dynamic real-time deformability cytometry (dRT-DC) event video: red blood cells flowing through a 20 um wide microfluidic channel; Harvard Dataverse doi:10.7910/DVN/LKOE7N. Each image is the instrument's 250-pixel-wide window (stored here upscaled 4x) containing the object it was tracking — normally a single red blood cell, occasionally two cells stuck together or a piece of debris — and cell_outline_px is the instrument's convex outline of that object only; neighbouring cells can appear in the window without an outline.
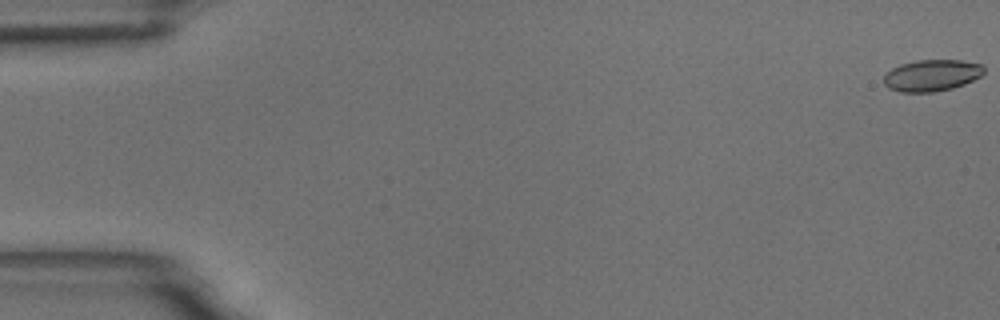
{"species": "common noctule bat (a hibernating species)", "species_latin": "Nyctalus noctula", "temperature_condition": "room temperature", "stored_images_in_passage": 60, "camera_frame_rate_fps": 3000, "um_per_image_px": 0.085, "animal": {"sex": "male", "body_mass_g": 18.8}, "frame": {"image": 1, "passage_image": 1, "time_ms": 0.0, "image_size_px": [1000, 320], "cell_outline_px": [[984, 72], [980, 76], [964, 84], [952, 88], [932, 92], [900, 92], [888, 88], [884, 84], [884, 76], [892, 68], [900, 64], [916, 60], [960, 60], [980, 64], [984, 68]], "centroid_in_image_um": [79.17, 6.41], "position_along_channel_um": 5.8, "area_um2": 18.32}}
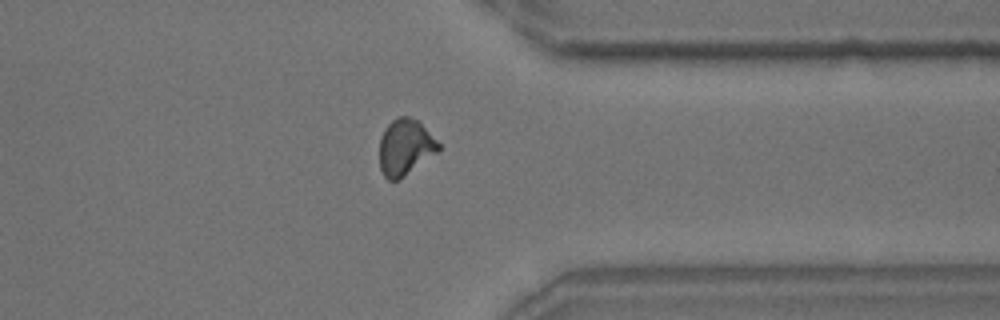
{"frame": {"image": 2, "passage_image": 47, "time_ms": 15.333, "image_size_px": [1000, 320], "cell_outline_px": [[440, 148], [436, 152], [396, 180], [388, 180], [384, 176], [380, 168], [380, 136], [384, 128], [396, 116], [408, 116], [420, 120], [440, 144]], "centroid_in_image_um": [34.42, 12.44], "position_along_channel_um": 377.0, "area_um2": 19.07}}
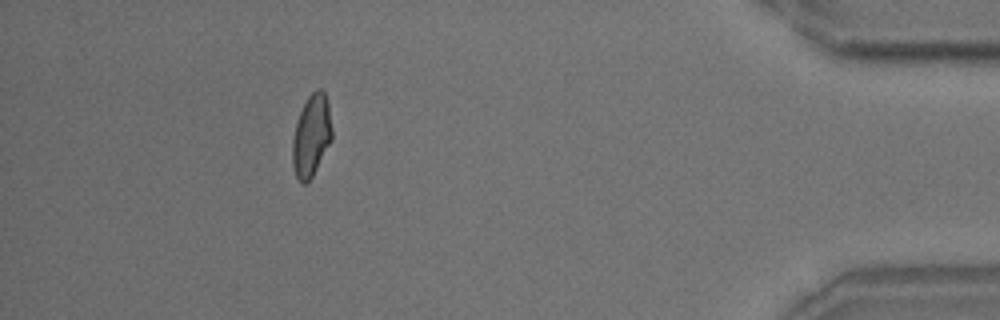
{"frame": {"image": 3, "passage_image": 54, "time_ms": 17.667, "image_size_px": [1000, 320], "cell_outline_px": [[332, 140], [312, 176], [304, 184], [300, 184], [296, 176], [292, 164], [292, 140], [296, 124], [300, 112], [308, 96], [316, 88], [320, 88], [324, 92], [328, 100], [332, 128]], "centroid_in_image_um": [26.47, 11.52], "position_along_channel_um": 408.7, "area_um2": 18.9}, "authors_computed_cell_mechanics": {"area_um2": 19.0162, "velocity_mm_per_s": 3.4333, "shape_relaxation_time_tau1_ms": 6.2277, "shape_relaxation_time_tau2_ms": 1.3868, "deformation_change_tau1": 0.1343, "deformation_change_tau2": 0.0605}}